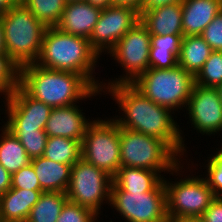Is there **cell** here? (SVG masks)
<instances>
[{
  "label": "cell",
  "mask_w": 222,
  "mask_h": 222,
  "mask_svg": "<svg viewBox=\"0 0 222 222\" xmlns=\"http://www.w3.org/2000/svg\"><path fill=\"white\" fill-rule=\"evenodd\" d=\"M124 117L115 118L120 128L139 132L165 142L177 155L184 154L185 147L179 125L169 108L154 103L131 83L108 86Z\"/></svg>",
  "instance_id": "6da1fadb"
},
{
  "label": "cell",
  "mask_w": 222,
  "mask_h": 222,
  "mask_svg": "<svg viewBox=\"0 0 222 222\" xmlns=\"http://www.w3.org/2000/svg\"><path fill=\"white\" fill-rule=\"evenodd\" d=\"M19 85L51 108L73 105L102 91L78 73L50 70L35 63L20 68Z\"/></svg>",
  "instance_id": "7a4b0ae2"
},
{
  "label": "cell",
  "mask_w": 222,
  "mask_h": 222,
  "mask_svg": "<svg viewBox=\"0 0 222 222\" xmlns=\"http://www.w3.org/2000/svg\"><path fill=\"white\" fill-rule=\"evenodd\" d=\"M99 57L87 38L71 35L57 27H47L35 64L50 70L78 73L95 89L103 90L106 83L100 84L93 76Z\"/></svg>",
  "instance_id": "3957f363"
},
{
  "label": "cell",
  "mask_w": 222,
  "mask_h": 222,
  "mask_svg": "<svg viewBox=\"0 0 222 222\" xmlns=\"http://www.w3.org/2000/svg\"><path fill=\"white\" fill-rule=\"evenodd\" d=\"M6 54L21 68L39 57L47 27L18 1L1 15Z\"/></svg>",
  "instance_id": "277c9868"
},
{
  "label": "cell",
  "mask_w": 222,
  "mask_h": 222,
  "mask_svg": "<svg viewBox=\"0 0 222 222\" xmlns=\"http://www.w3.org/2000/svg\"><path fill=\"white\" fill-rule=\"evenodd\" d=\"M180 158L165 142L120 128V163L124 167L171 172L180 169ZM179 162V163H178Z\"/></svg>",
  "instance_id": "5b68a950"
},
{
  "label": "cell",
  "mask_w": 222,
  "mask_h": 222,
  "mask_svg": "<svg viewBox=\"0 0 222 222\" xmlns=\"http://www.w3.org/2000/svg\"><path fill=\"white\" fill-rule=\"evenodd\" d=\"M131 84L154 103L176 111L187 106L195 77L179 65L171 69L149 68Z\"/></svg>",
  "instance_id": "8992f818"
},
{
  "label": "cell",
  "mask_w": 222,
  "mask_h": 222,
  "mask_svg": "<svg viewBox=\"0 0 222 222\" xmlns=\"http://www.w3.org/2000/svg\"><path fill=\"white\" fill-rule=\"evenodd\" d=\"M81 158L112 178L121 166L120 127L114 119H98L87 126L81 142Z\"/></svg>",
  "instance_id": "52a82bcc"
},
{
  "label": "cell",
  "mask_w": 222,
  "mask_h": 222,
  "mask_svg": "<svg viewBox=\"0 0 222 222\" xmlns=\"http://www.w3.org/2000/svg\"><path fill=\"white\" fill-rule=\"evenodd\" d=\"M163 182L169 222H185L194 217H201L216 197L203 177L181 178L177 183H167L163 179Z\"/></svg>",
  "instance_id": "ba28073f"
},
{
  "label": "cell",
  "mask_w": 222,
  "mask_h": 222,
  "mask_svg": "<svg viewBox=\"0 0 222 222\" xmlns=\"http://www.w3.org/2000/svg\"><path fill=\"white\" fill-rule=\"evenodd\" d=\"M109 203L129 222H169L163 179L144 193L125 192L113 182Z\"/></svg>",
  "instance_id": "9c48e42d"
},
{
  "label": "cell",
  "mask_w": 222,
  "mask_h": 222,
  "mask_svg": "<svg viewBox=\"0 0 222 222\" xmlns=\"http://www.w3.org/2000/svg\"><path fill=\"white\" fill-rule=\"evenodd\" d=\"M113 178L105 171L80 158L71 167L68 201L81 205L98 216L101 204L110 201Z\"/></svg>",
  "instance_id": "30bf717a"
},
{
  "label": "cell",
  "mask_w": 222,
  "mask_h": 222,
  "mask_svg": "<svg viewBox=\"0 0 222 222\" xmlns=\"http://www.w3.org/2000/svg\"><path fill=\"white\" fill-rule=\"evenodd\" d=\"M151 35L147 28L138 22L108 52L126 70V75L109 82L108 86L119 83H132L149 69Z\"/></svg>",
  "instance_id": "8fae6325"
},
{
  "label": "cell",
  "mask_w": 222,
  "mask_h": 222,
  "mask_svg": "<svg viewBox=\"0 0 222 222\" xmlns=\"http://www.w3.org/2000/svg\"><path fill=\"white\" fill-rule=\"evenodd\" d=\"M138 22L140 14L132 8L114 5L104 8L88 39L90 46L99 56L109 52Z\"/></svg>",
  "instance_id": "7c38bea8"
},
{
  "label": "cell",
  "mask_w": 222,
  "mask_h": 222,
  "mask_svg": "<svg viewBox=\"0 0 222 222\" xmlns=\"http://www.w3.org/2000/svg\"><path fill=\"white\" fill-rule=\"evenodd\" d=\"M6 99L8 121L5 127L11 132L44 130L52 108L31 97L20 85Z\"/></svg>",
  "instance_id": "4fadbf2b"
},
{
  "label": "cell",
  "mask_w": 222,
  "mask_h": 222,
  "mask_svg": "<svg viewBox=\"0 0 222 222\" xmlns=\"http://www.w3.org/2000/svg\"><path fill=\"white\" fill-rule=\"evenodd\" d=\"M186 107L198 132L211 135L222 130V103L217 88L194 84Z\"/></svg>",
  "instance_id": "5bb4252c"
},
{
  "label": "cell",
  "mask_w": 222,
  "mask_h": 222,
  "mask_svg": "<svg viewBox=\"0 0 222 222\" xmlns=\"http://www.w3.org/2000/svg\"><path fill=\"white\" fill-rule=\"evenodd\" d=\"M76 104L52 108L44 131L48 137H66L82 141L91 121L85 118Z\"/></svg>",
  "instance_id": "9a60e30c"
},
{
  "label": "cell",
  "mask_w": 222,
  "mask_h": 222,
  "mask_svg": "<svg viewBox=\"0 0 222 222\" xmlns=\"http://www.w3.org/2000/svg\"><path fill=\"white\" fill-rule=\"evenodd\" d=\"M101 11L102 8L86 1L66 2L62 17L56 27L71 35L89 39Z\"/></svg>",
  "instance_id": "2e32d148"
},
{
  "label": "cell",
  "mask_w": 222,
  "mask_h": 222,
  "mask_svg": "<svg viewBox=\"0 0 222 222\" xmlns=\"http://www.w3.org/2000/svg\"><path fill=\"white\" fill-rule=\"evenodd\" d=\"M181 5L184 37L201 35L222 10V0H183Z\"/></svg>",
  "instance_id": "e0dca14e"
},
{
  "label": "cell",
  "mask_w": 222,
  "mask_h": 222,
  "mask_svg": "<svg viewBox=\"0 0 222 222\" xmlns=\"http://www.w3.org/2000/svg\"><path fill=\"white\" fill-rule=\"evenodd\" d=\"M42 193V190H7L0 195V222H26Z\"/></svg>",
  "instance_id": "ac0fdd59"
},
{
  "label": "cell",
  "mask_w": 222,
  "mask_h": 222,
  "mask_svg": "<svg viewBox=\"0 0 222 222\" xmlns=\"http://www.w3.org/2000/svg\"><path fill=\"white\" fill-rule=\"evenodd\" d=\"M140 22L150 35H183L182 5L175 3L145 11Z\"/></svg>",
  "instance_id": "d6986e66"
},
{
  "label": "cell",
  "mask_w": 222,
  "mask_h": 222,
  "mask_svg": "<svg viewBox=\"0 0 222 222\" xmlns=\"http://www.w3.org/2000/svg\"><path fill=\"white\" fill-rule=\"evenodd\" d=\"M43 192L65 193L70 181L71 165L62 164L44 156L31 159Z\"/></svg>",
  "instance_id": "ffe728a7"
},
{
  "label": "cell",
  "mask_w": 222,
  "mask_h": 222,
  "mask_svg": "<svg viewBox=\"0 0 222 222\" xmlns=\"http://www.w3.org/2000/svg\"><path fill=\"white\" fill-rule=\"evenodd\" d=\"M183 35H151L149 68L171 69L178 65Z\"/></svg>",
  "instance_id": "44dd1931"
},
{
  "label": "cell",
  "mask_w": 222,
  "mask_h": 222,
  "mask_svg": "<svg viewBox=\"0 0 222 222\" xmlns=\"http://www.w3.org/2000/svg\"><path fill=\"white\" fill-rule=\"evenodd\" d=\"M158 171L120 166L113 182L125 192L151 191L163 178Z\"/></svg>",
  "instance_id": "7402d4cb"
},
{
  "label": "cell",
  "mask_w": 222,
  "mask_h": 222,
  "mask_svg": "<svg viewBox=\"0 0 222 222\" xmlns=\"http://www.w3.org/2000/svg\"><path fill=\"white\" fill-rule=\"evenodd\" d=\"M212 52L200 35L183 37L178 65L195 77Z\"/></svg>",
  "instance_id": "603a6c76"
},
{
  "label": "cell",
  "mask_w": 222,
  "mask_h": 222,
  "mask_svg": "<svg viewBox=\"0 0 222 222\" xmlns=\"http://www.w3.org/2000/svg\"><path fill=\"white\" fill-rule=\"evenodd\" d=\"M0 138V164L11 175L30 163L31 159L21 142L5 126Z\"/></svg>",
  "instance_id": "cb8c5ba5"
},
{
  "label": "cell",
  "mask_w": 222,
  "mask_h": 222,
  "mask_svg": "<svg viewBox=\"0 0 222 222\" xmlns=\"http://www.w3.org/2000/svg\"><path fill=\"white\" fill-rule=\"evenodd\" d=\"M67 201L66 193L43 192L31 208L26 222H56Z\"/></svg>",
  "instance_id": "d4e9b609"
},
{
  "label": "cell",
  "mask_w": 222,
  "mask_h": 222,
  "mask_svg": "<svg viewBox=\"0 0 222 222\" xmlns=\"http://www.w3.org/2000/svg\"><path fill=\"white\" fill-rule=\"evenodd\" d=\"M81 142L66 137H48L43 156L73 166L81 158Z\"/></svg>",
  "instance_id": "484cf974"
},
{
  "label": "cell",
  "mask_w": 222,
  "mask_h": 222,
  "mask_svg": "<svg viewBox=\"0 0 222 222\" xmlns=\"http://www.w3.org/2000/svg\"><path fill=\"white\" fill-rule=\"evenodd\" d=\"M46 27H56L63 14L66 0H19Z\"/></svg>",
  "instance_id": "4316f807"
},
{
  "label": "cell",
  "mask_w": 222,
  "mask_h": 222,
  "mask_svg": "<svg viewBox=\"0 0 222 222\" xmlns=\"http://www.w3.org/2000/svg\"><path fill=\"white\" fill-rule=\"evenodd\" d=\"M195 84L217 88L222 84V51H213L195 76Z\"/></svg>",
  "instance_id": "83f0119b"
},
{
  "label": "cell",
  "mask_w": 222,
  "mask_h": 222,
  "mask_svg": "<svg viewBox=\"0 0 222 222\" xmlns=\"http://www.w3.org/2000/svg\"><path fill=\"white\" fill-rule=\"evenodd\" d=\"M20 68L7 54H0V93L8 97L19 86Z\"/></svg>",
  "instance_id": "f1b7e54d"
},
{
  "label": "cell",
  "mask_w": 222,
  "mask_h": 222,
  "mask_svg": "<svg viewBox=\"0 0 222 222\" xmlns=\"http://www.w3.org/2000/svg\"><path fill=\"white\" fill-rule=\"evenodd\" d=\"M12 133L21 142L30 159L43 156L48 139V136L44 130Z\"/></svg>",
  "instance_id": "f546056e"
},
{
  "label": "cell",
  "mask_w": 222,
  "mask_h": 222,
  "mask_svg": "<svg viewBox=\"0 0 222 222\" xmlns=\"http://www.w3.org/2000/svg\"><path fill=\"white\" fill-rule=\"evenodd\" d=\"M96 214L79 204L67 201L56 222H95Z\"/></svg>",
  "instance_id": "4dcf8cb0"
},
{
  "label": "cell",
  "mask_w": 222,
  "mask_h": 222,
  "mask_svg": "<svg viewBox=\"0 0 222 222\" xmlns=\"http://www.w3.org/2000/svg\"><path fill=\"white\" fill-rule=\"evenodd\" d=\"M207 177L205 178L215 196H222V149L208 157Z\"/></svg>",
  "instance_id": "1f68e13d"
},
{
  "label": "cell",
  "mask_w": 222,
  "mask_h": 222,
  "mask_svg": "<svg viewBox=\"0 0 222 222\" xmlns=\"http://www.w3.org/2000/svg\"><path fill=\"white\" fill-rule=\"evenodd\" d=\"M11 188L41 190L39 180L31 163L12 174Z\"/></svg>",
  "instance_id": "d6a6232c"
},
{
  "label": "cell",
  "mask_w": 222,
  "mask_h": 222,
  "mask_svg": "<svg viewBox=\"0 0 222 222\" xmlns=\"http://www.w3.org/2000/svg\"><path fill=\"white\" fill-rule=\"evenodd\" d=\"M213 51H222V10L200 35Z\"/></svg>",
  "instance_id": "836d02e7"
},
{
  "label": "cell",
  "mask_w": 222,
  "mask_h": 222,
  "mask_svg": "<svg viewBox=\"0 0 222 222\" xmlns=\"http://www.w3.org/2000/svg\"><path fill=\"white\" fill-rule=\"evenodd\" d=\"M201 217L207 222H222V196H216Z\"/></svg>",
  "instance_id": "e575fe53"
},
{
  "label": "cell",
  "mask_w": 222,
  "mask_h": 222,
  "mask_svg": "<svg viewBox=\"0 0 222 222\" xmlns=\"http://www.w3.org/2000/svg\"><path fill=\"white\" fill-rule=\"evenodd\" d=\"M182 1L183 0H143L142 8L139 14L141 15L143 12L152 10L154 8H159L175 3H182Z\"/></svg>",
  "instance_id": "d590c367"
},
{
  "label": "cell",
  "mask_w": 222,
  "mask_h": 222,
  "mask_svg": "<svg viewBox=\"0 0 222 222\" xmlns=\"http://www.w3.org/2000/svg\"><path fill=\"white\" fill-rule=\"evenodd\" d=\"M12 175L0 164V195L11 188Z\"/></svg>",
  "instance_id": "8d00e7d4"
},
{
  "label": "cell",
  "mask_w": 222,
  "mask_h": 222,
  "mask_svg": "<svg viewBox=\"0 0 222 222\" xmlns=\"http://www.w3.org/2000/svg\"><path fill=\"white\" fill-rule=\"evenodd\" d=\"M114 6H125L132 8L140 13L143 0H111Z\"/></svg>",
  "instance_id": "74e56055"
},
{
  "label": "cell",
  "mask_w": 222,
  "mask_h": 222,
  "mask_svg": "<svg viewBox=\"0 0 222 222\" xmlns=\"http://www.w3.org/2000/svg\"><path fill=\"white\" fill-rule=\"evenodd\" d=\"M19 0H0V15L6 13Z\"/></svg>",
  "instance_id": "f35d334b"
},
{
  "label": "cell",
  "mask_w": 222,
  "mask_h": 222,
  "mask_svg": "<svg viewBox=\"0 0 222 222\" xmlns=\"http://www.w3.org/2000/svg\"><path fill=\"white\" fill-rule=\"evenodd\" d=\"M93 6L100 7L102 9L107 8L112 5L111 0H85Z\"/></svg>",
  "instance_id": "ab89813d"
},
{
  "label": "cell",
  "mask_w": 222,
  "mask_h": 222,
  "mask_svg": "<svg viewBox=\"0 0 222 222\" xmlns=\"http://www.w3.org/2000/svg\"><path fill=\"white\" fill-rule=\"evenodd\" d=\"M0 54H6L4 34H3V25L1 22V15H0Z\"/></svg>",
  "instance_id": "60d3db41"
},
{
  "label": "cell",
  "mask_w": 222,
  "mask_h": 222,
  "mask_svg": "<svg viewBox=\"0 0 222 222\" xmlns=\"http://www.w3.org/2000/svg\"><path fill=\"white\" fill-rule=\"evenodd\" d=\"M185 222H207L203 217H194L186 220Z\"/></svg>",
  "instance_id": "b9f144b4"
},
{
  "label": "cell",
  "mask_w": 222,
  "mask_h": 222,
  "mask_svg": "<svg viewBox=\"0 0 222 222\" xmlns=\"http://www.w3.org/2000/svg\"><path fill=\"white\" fill-rule=\"evenodd\" d=\"M217 90H218V93H219L220 101H221V103H222V84H220V85L217 87Z\"/></svg>",
  "instance_id": "7bdbcfd3"
},
{
  "label": "cell",
  "mask_w": 222,
  "mask_h": 222,
  "mask_svg": "<svg viewBox=\"0 0 222 222\" xmlns=\"http://www.w3.org/2000/svg\"><path fill=\"white\" fill-rule=\"evenodd\" d=\"M77 1H85V0H66V2H77Z\"/></svg>",
  "instance_id": "ee69618b"
}]
</instances>
